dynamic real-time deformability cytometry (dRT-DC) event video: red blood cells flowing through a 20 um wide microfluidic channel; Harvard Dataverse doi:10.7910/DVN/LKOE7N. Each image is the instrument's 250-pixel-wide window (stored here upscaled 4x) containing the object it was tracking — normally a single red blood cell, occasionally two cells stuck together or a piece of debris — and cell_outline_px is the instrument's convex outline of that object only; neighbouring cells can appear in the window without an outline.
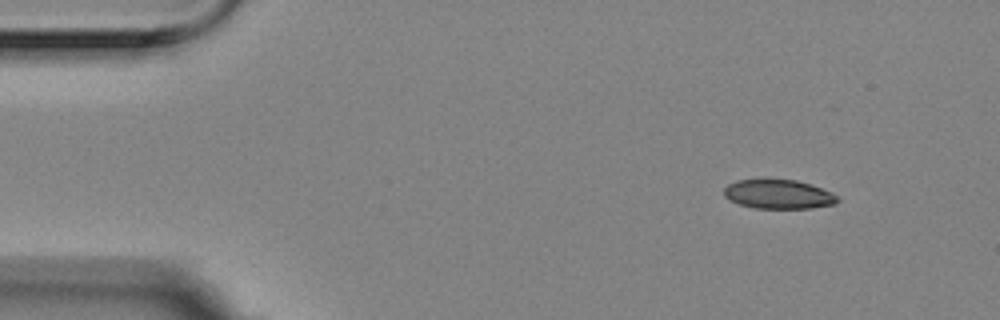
{"species": "Egyptian fruit bat (a non-hibernating species)", "species_latin": "Rousettus aegyptiacus", "temperature_condition": "room temperature", "stored_images_in_passage": 5, "camera_frame_rate_fps": 3000, "um_per_image_px": 0.085, "animal": {"sex": "female"}, "frame": {"image": 1, "passage_image": 1, "time_ms": 0.0, "image_size_px": [1000, 320], "cell_outline_px": [[840, 200], [836, 204], [812, 208], [756, 208], [740, 204], [728, 200], [724, 196], [724, 188], [728, 184], [736, 180], [796, 180], [812, 184], [832, 192]], "centroid_in_image_um": [66.19, 16.51], "position_along_channel_um": 18.8, "area_um2": 19.31}}
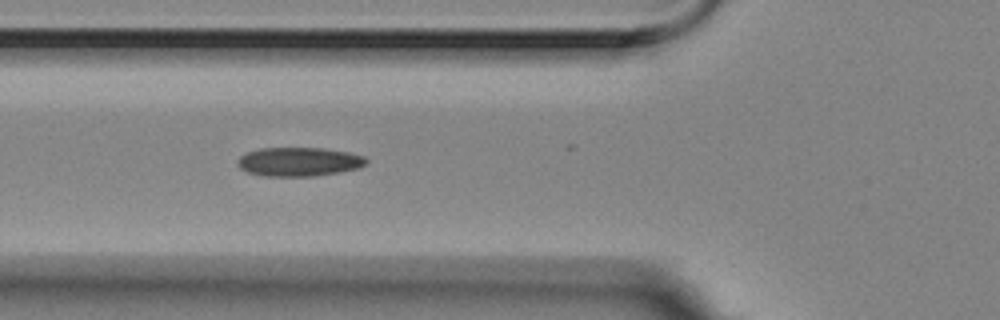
{"frame": {"image": 2, "passage_image": 4, "time_ms": 1.0, "image_size_px": [1000, 320], "cell_outline_px": [[368, 160], [360, 168], [340, 172], [312, 176], [264, 176], [248, 172], [240, 168], [236, 164], [240, 156], [248, 152], [260, 148], [324, 148], [348, 152], [364, 156]], "centroid_in_image_um": [25.41, 13.75], "position_along_channel_um": 100.4, "area_um2": 21.68}}
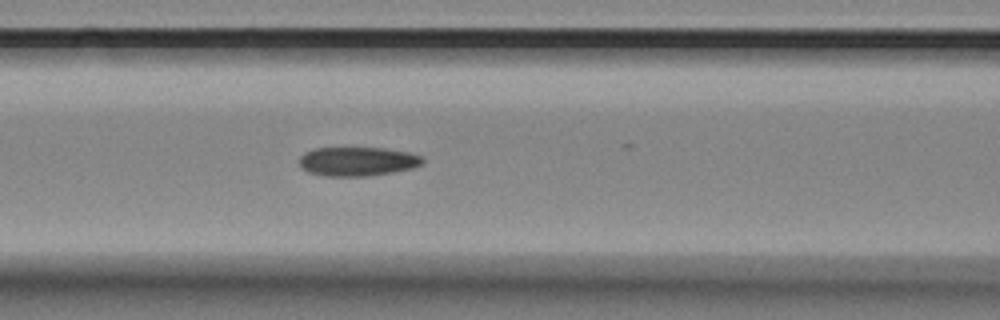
{"frame": {"image": 3, "passage_image": 5, "time_ms": 1.333, "image_size_px": [1000, 320], "cell_outline_px": [[424, 164], [412, 168], [392, 172], [368, 176], [324, 176], [308, 172], [300, 168], [300, 156], [304, 152], [312, 148], [384, 148], [408, 152], [420, 156], [424, 160]], "centroid_in_image_um": [30.36, 13.72], "position_along_channel_um": 136.2, "area_um2": 20.98}}